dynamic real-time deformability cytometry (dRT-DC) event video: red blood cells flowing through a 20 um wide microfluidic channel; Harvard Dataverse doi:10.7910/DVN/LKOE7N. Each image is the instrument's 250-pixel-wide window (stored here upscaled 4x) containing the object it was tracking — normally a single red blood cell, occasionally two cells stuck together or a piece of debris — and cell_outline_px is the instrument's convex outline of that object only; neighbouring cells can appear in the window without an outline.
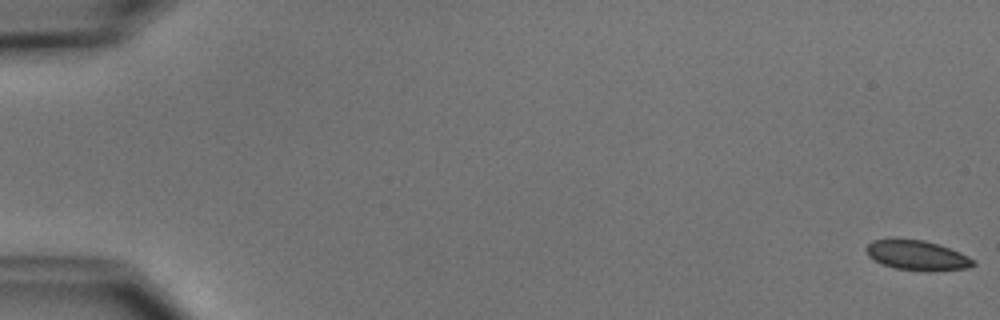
{"species": "common noctule bat (a hibernating species)", "species_latin": "Nyctalus noctula", "temperature_condition": "cold", "stored_images_in_passage": 55, "camera_frame_rate_fps": 3000, "um_per_image_px": 0.085, "animal": {"sex": "male", "body_mass_g": 15.6}, "frame": {"image": 1, "passage_image": 1, "time_ms": 0.0, "image_size_px": [1000, 320], "cell_outline_px": [[976, 264], [968, 268], [928, 272], [896, 268], [884, 264], [868, 256], [864, 248], [872, 240], [892, 236], [896, 236], [924, 240], [960, 252], [976, 260]], "centroid_in_image_um": [77.92, 21.67], "position_along_channel_um": 7.1, "area_um2": 19.19}}
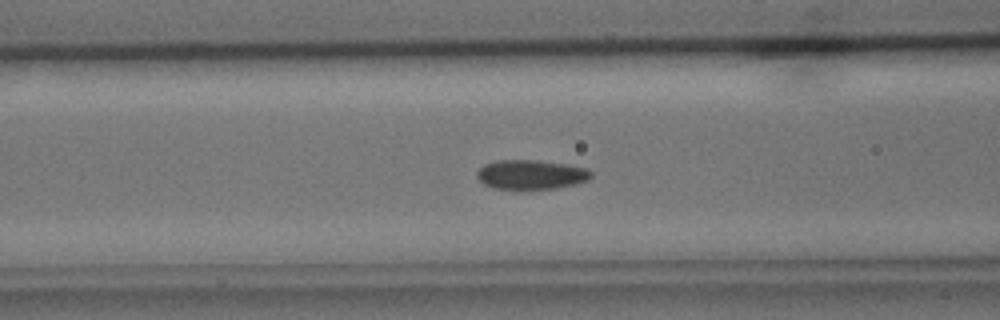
{"frame": {"image": 2, "passage_image": 23, "time_ms": 7.333, "image_size_px": [1000, 320], "cell_outline_px": [[592, 176], [588, 180], [576, 184], [556, 188], [492, 188], [484, 184], [476, 176], [476, 172], [484, 164], [496, 160], [540, 160], [568, 164], [588, 168], [592, 172]], "centroid_in_image_um": [45.16, 14.82], "position_along_channel_um": 121.4, "area_um2": 19.59}}
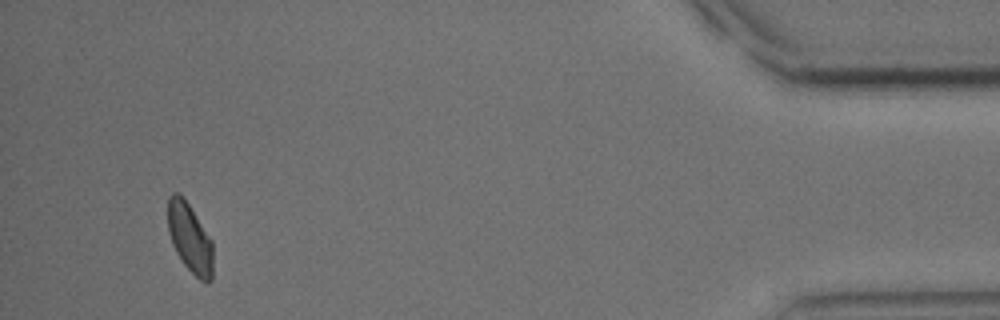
{"frame": {"image": 3, "passage_image": 52, "time_ms": 17.0, "image_size_px": [1000, 320], "cell_outline_px": [[212, 280], [200, 280], [184, 264], [176, 252], [172, 244], [168, 232], [168, 196], [172, 192], [176, 192], [184, 196], [212, 240]], "centroid_in_image_um": [16.11, 20.17], "position_along_channel_um": 419.1, "area_um2": 18.21}, "authors_computed_cell_mechanics": {"area_um2": 19.074, "velocity_mm_per_s": 3.7582, "shape_relaxation_time_tau1_ms": 3.1294, "shape_relaxation_time_tau2_ms": 5.7208, "deformation_change_tau1": 0.0657, "deformation_change_tau2": 0.0641}}